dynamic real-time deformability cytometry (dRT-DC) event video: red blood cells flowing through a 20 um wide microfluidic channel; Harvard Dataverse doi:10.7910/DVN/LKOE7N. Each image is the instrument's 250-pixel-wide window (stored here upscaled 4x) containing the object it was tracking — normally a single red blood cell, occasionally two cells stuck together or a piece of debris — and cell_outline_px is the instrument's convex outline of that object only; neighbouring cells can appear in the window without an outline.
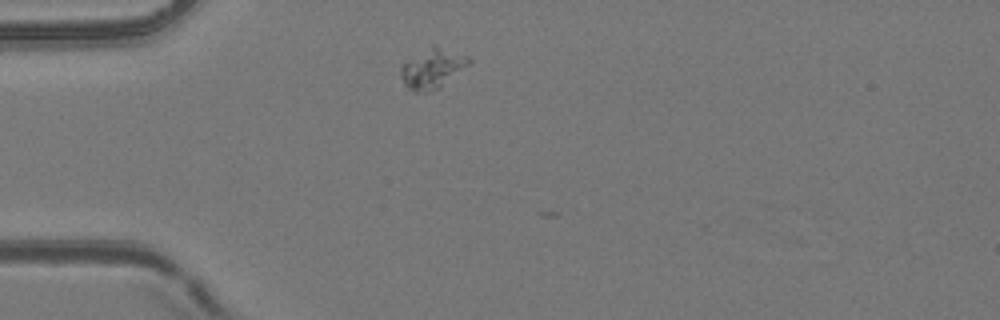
{"species": "common noctule bat (a hibernating species)", "species_latin": "Nyctalus noctula", "temperature_condition": "room temperature", "stored_images_in_passage": 1, "camera_frame_rate_fps": 3000, "um_per_image_px": 0.085, "animal": {"sex": "female", "body_mass_g": 24.6, "forearm_length_mm": 56.2}, "frame": {"image": 1, "passage_image": 1, "time_ms": 0.0, "image_size_px": [1000, 320], "cell_outline_px": [[472, 64], [440, 88], [428, 92], [416, 92], [408, 88], [404, 84], [400, 76], [400, 64], [432, 44], [436, 44], [468, 56], [472, 60]], "centroid_in_image_um": [36.78, 5.8], "position_along_channel_um": 48.2, "area_um2": 16.36}}